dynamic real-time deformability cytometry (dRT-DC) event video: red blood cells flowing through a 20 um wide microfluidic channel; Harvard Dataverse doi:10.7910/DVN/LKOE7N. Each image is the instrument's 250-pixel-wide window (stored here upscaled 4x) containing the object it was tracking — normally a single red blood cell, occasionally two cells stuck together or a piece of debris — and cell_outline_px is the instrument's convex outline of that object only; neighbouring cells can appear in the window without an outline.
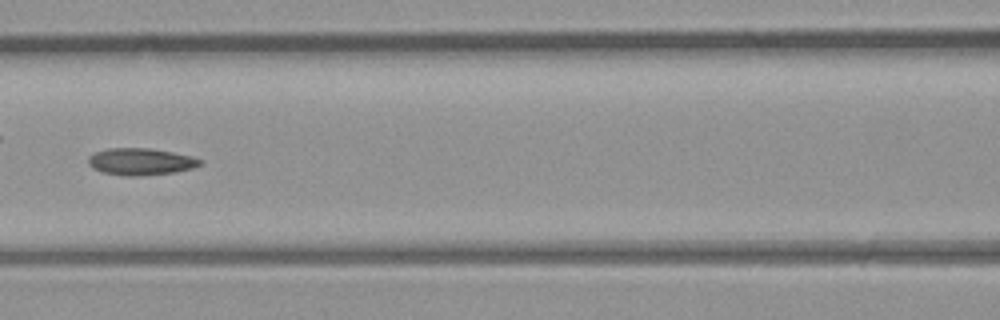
{"species": "common noctule bat (a hibernating species)", "species_latin": "Nyctalus noctula", "temperature_condition": "room temperature", "stored_images_in_passage": 47, "camera_frame_rate_fps": 3000, "um_per_image_px": 0.085, "animal": {"sex": "male", "body_mass_g": 23.1, "forearm_length_mm": 52.7}, "frame": {"image": 1, "passage_image": 21, "time_ms": 6.667, "image_size_px": [1000, 320], "cell_outline_px": [[204, 160], [200, 164], [192, 168], [172, 172], [140, 176], [124, 176], [100, 172], [92, 168], [88, 164], [88, 156], [96, 152], [108, 148], [148, 148], [172, 152], [192, 156]], "centroid_in_image_um": [11.92, 13.74], "position_along_channel_um": 154.7, "area_um2": 17.57}, "authors_computed_cell_mechanics": {"area_um2": 17.1666, "velocity_mm_per_s": 4.4564, "shape_relaxation_time_tau1_ms": null, "shape_relaxation_time_tau2_ms": 4.2658, "deformation_change_tau1": null, "deformation_change_tau2": 0.1043}}